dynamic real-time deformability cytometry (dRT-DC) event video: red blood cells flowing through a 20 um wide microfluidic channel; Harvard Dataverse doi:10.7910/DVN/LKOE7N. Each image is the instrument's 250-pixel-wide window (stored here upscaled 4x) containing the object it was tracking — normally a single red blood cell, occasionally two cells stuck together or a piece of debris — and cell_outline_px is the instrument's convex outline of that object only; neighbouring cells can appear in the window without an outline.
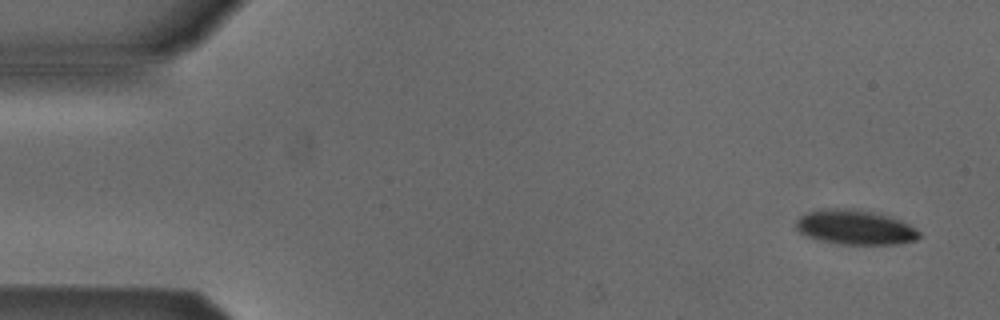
{"species": "Egyptian fruit bat (a non-hibernating species)", "species_latin": "Rousettus aegyptiacus", "temperature_condition": "cold", "stored_images_in_passage": 5, "camera_frame_rate_fps": 3000, "um_per_image_px": 0.085, "animal": {"sex": "male"}, "frame": {"image": 1, "passage_image": 1, "time_ms": 0.0, "image_size_px": [1000, 320], "cell_outline_px": [[920, 236], [916, 240], [900, 244], [840, 244], [820, 240], [808, 236], [800, 232], [796, 228], [796, 220], [800, 216], [808, 212], [824, 208], [852, 208], [872, 212], [888, 216], [900, 220], [908, 224], [920, 232]], "centroid_in_image_um": [72.68, 19.32], "position_along_channel_um": 12.3, "area_um2": 24.8}}